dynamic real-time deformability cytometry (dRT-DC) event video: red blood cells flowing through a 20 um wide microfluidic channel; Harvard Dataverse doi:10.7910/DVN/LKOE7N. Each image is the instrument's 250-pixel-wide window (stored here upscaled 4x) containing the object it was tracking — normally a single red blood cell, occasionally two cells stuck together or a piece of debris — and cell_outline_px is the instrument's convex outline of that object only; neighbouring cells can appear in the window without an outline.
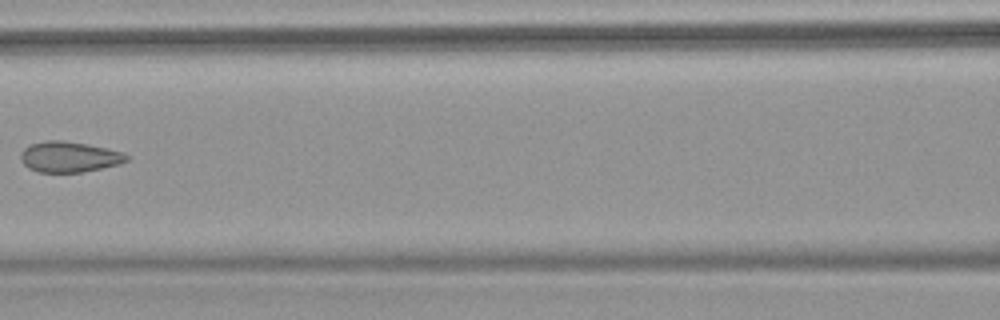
{"species": "common noctule bat (a hibernating species)", "species_latin": "Nyctalus noctula", "temperature_condition": "warm", "stored_images_in_passage": 5, "camera_frame_rate_fps": 3000, "um_per_image_px": 0.085, "animal": {"sex": "female", "body_mass_g": 18.4}, "frame": {"image": 1, "passage_image": 5, "time_ms": 5.667, "image_size_px": [1000, 320], "cell_outline_px": [[128, 160], [120, 164], [80, 172], [36, 172], [28, 168], [20, 160], [20, 152], [24, 148], [32, 144], [48, 140], [64, 140], [88, 144], [124, 152], [128, 156]], "centroid_in_image_um": [5.87, 13.33], "position_along_channel_um": 160.7, "area_um2": 18.96}}